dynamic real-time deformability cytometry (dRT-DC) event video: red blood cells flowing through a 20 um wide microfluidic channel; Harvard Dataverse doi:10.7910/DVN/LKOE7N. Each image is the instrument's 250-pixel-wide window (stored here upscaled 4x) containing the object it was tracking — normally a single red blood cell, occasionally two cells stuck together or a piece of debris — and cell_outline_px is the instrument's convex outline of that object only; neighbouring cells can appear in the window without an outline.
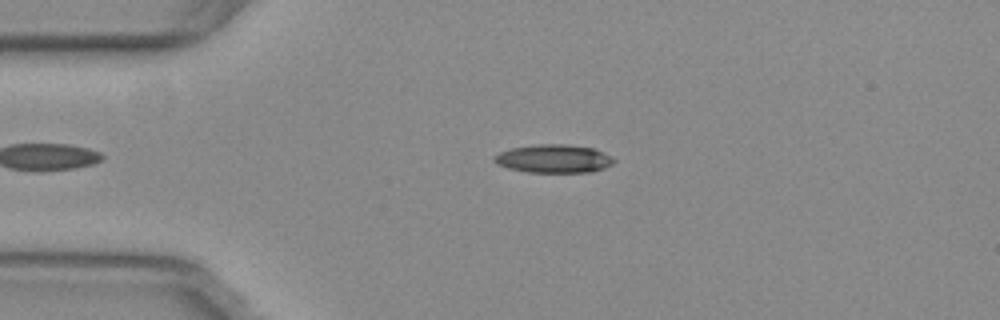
{"species": "common noctule bat (a hibernating species)", "species_latin": "Nyctalus noctula", "temperature_condition": "warm", "stored_images_in_passage": 39, "camera_frame_rate_fps": 3000, "um_per_image_px": 0.085, "animal": {"sex": "female", "body_mass_g": 29.2, "forearm_length_mm": 56.3}, "frame": {"image": 1, "passage_image": 2, "time_ms": 0.333, "image_size_px": [1000, 320], "cell_outline_px": [[616, 160], [612, 164], [604, 168], [592, 172], [528, 172], [508, 168], [496, 164], [492, 160], [492, 156], [500, 152], [512, 148], [536, 144], [568, 144], [592, 148], [612, 156]], "centroid_in_image_um": [47.05, 13.49], "position_along_channel_um": 38.0, "area_um2": 19.83}}
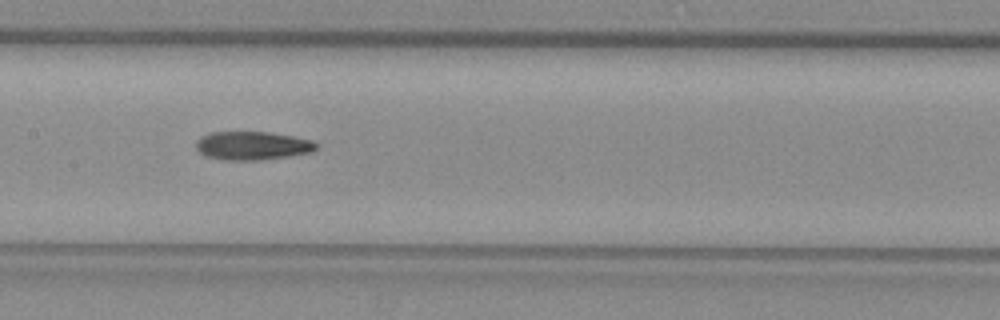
{"frame": {"image": 2, "passage_image": 16, "time_ms": 5.0, "image_size_px": [1000, 320], "cell_outline_px": [[320, 144], [312, 152], [288, 156], [260, 160], [224, 160], [208, 156], [200, 152], [196, 148], [196, 140], [200, 136], [212, 132], [268, 132], [292, 136], [312, 140]], "centroid_in_image_um": [21.46, 12.38], "position_along_channel_um": 185.9, "area_um2": 19.94}}
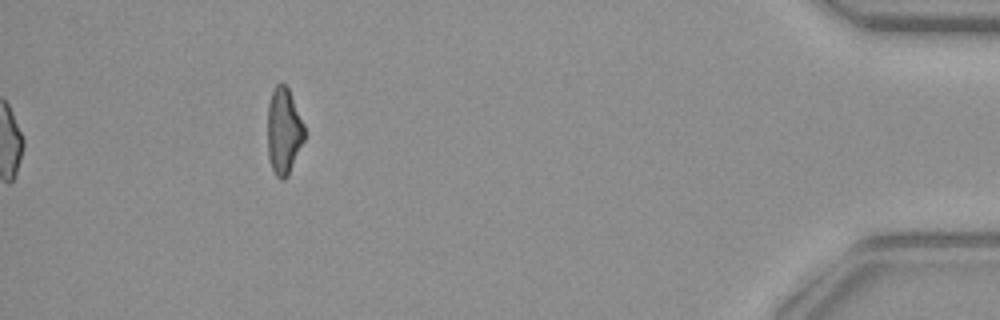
{"frame": {"image": 3, "passage_image": 39, "time_ms": 12.667, "image_size_px": [1000, 320], "cell_outline_px": [[304, 140], [288, 176], [284, 180], [280, 180], [276, 176], [272, 168], [268, 156], [268, 104], [272, 92], [276, 84], [284, 84], [288, 88], [304, 124]], "centroid_in_image_um": [24.12, 11.17], "position_along_channel_um": 411.1, "area_um2": 18.44}, "authors_computed_cell_mechanics": {"area_um2": 19.8254, "velocity_mm_per_s": 3.803, "shape_relaxation_time_tau1_ms": null, "shape_relaxation_time_tau2_ms": 5.738, "deformation_change_tau1": null, "deformation_change_tau2": 0.1632}}